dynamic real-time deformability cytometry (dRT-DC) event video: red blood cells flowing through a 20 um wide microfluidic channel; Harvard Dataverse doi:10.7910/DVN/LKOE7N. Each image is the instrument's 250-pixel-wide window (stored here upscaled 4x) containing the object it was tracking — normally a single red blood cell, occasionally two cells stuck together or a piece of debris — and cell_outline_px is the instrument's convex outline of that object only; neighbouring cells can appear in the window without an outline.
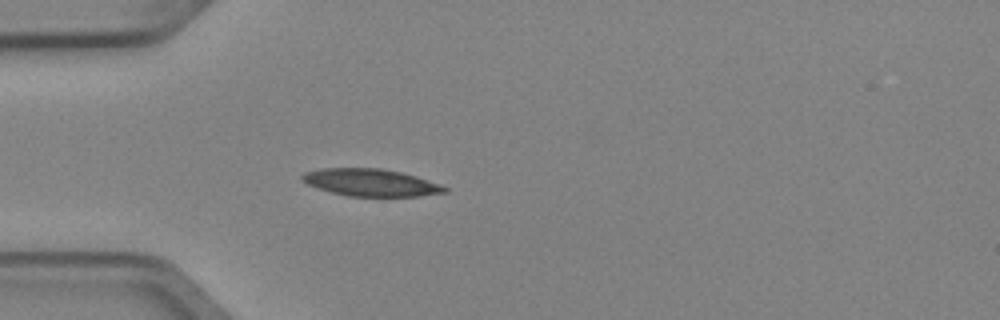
{"species": "Egyptian fruit bat (a non-hibernating species)", "species_latin": "Rousettus aegyptiacus", "temperature_condition": "cold", "stored_images_in_passage": 1, "camera_frame_rate_fps": 3000, "um_per_image_px": 0.085, "animal": {"sex": "female"}, "frame": {"image": 1, "passage_image": 1, "time_ms": 0.0, "image_size_px": [1000, 320], "cell_outline_px": [[448, 192], [420, 196], [348, 196], [316, 188], [300, 180], [300, 176], [304, 172], [320, 168], [380, 168], [400, 172], [416, 176], [440, 184], [448, 188]], "centroid_in_image_um": [31.49, 15.51], "position_along_channel_um": 53.5, "area_um2": 22.72}}